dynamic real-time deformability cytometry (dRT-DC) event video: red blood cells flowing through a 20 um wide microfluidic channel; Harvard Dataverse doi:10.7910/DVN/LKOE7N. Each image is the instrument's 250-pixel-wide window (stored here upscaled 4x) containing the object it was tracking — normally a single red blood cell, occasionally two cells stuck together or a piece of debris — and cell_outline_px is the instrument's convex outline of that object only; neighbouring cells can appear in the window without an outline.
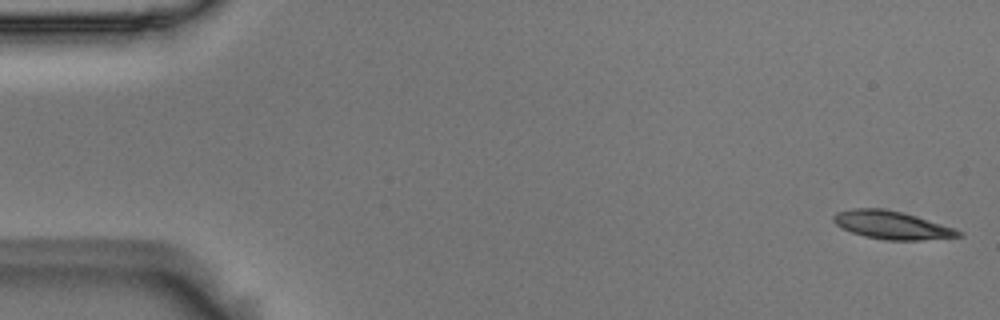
{"species": "Egyptian fruit bat (a non-hibernating species)", "species_latin": "Rousettus aegyptiacus", "temperature_condition": "room temperature", "stored_images_in_passage": 5, "camera_frame_rate_fps": 3000, "um_per_image_px": 0.085, "animal": {"sex": "male"}, "frame": {"image": 1, "passage_image": 1, "time_ms": 0.0, "image_size_px": [1000, 320], "cell_outline_px": [[964, 236], [920, 240], [888, 240], [864, 236], [852, 232], [836, 224], [832, 220], [832, 216], [836, 212], [852, 208], [880, 208], [900, 212], [916, 216], [964, 232]], "centroid_in_image_um": [75.78, 19.13], "position_along_channel_um": 9.2, "area_um2": 20.17}}
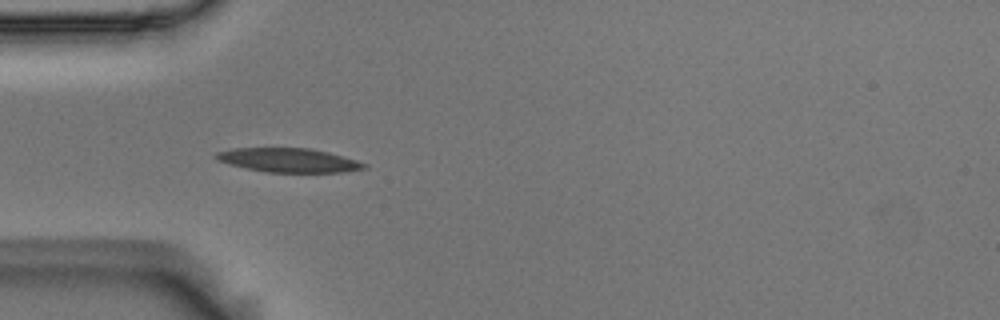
{"frame": {"image": 2, "passage_image": 4, "time_ms": 1.0, "image_size_px": [1000, 320], "cell_outline_px": [[368, 168], [344, 172], [268, 172], [248, 168], [216, 160], [212, 156], [216, 152], [232, 148], [312, 148], [344, 156], [368, 164]], "centroid_in_image_um": [24.56, 13.61], "position_along_channel_um": 60.4, "area_um2": 20.75}}
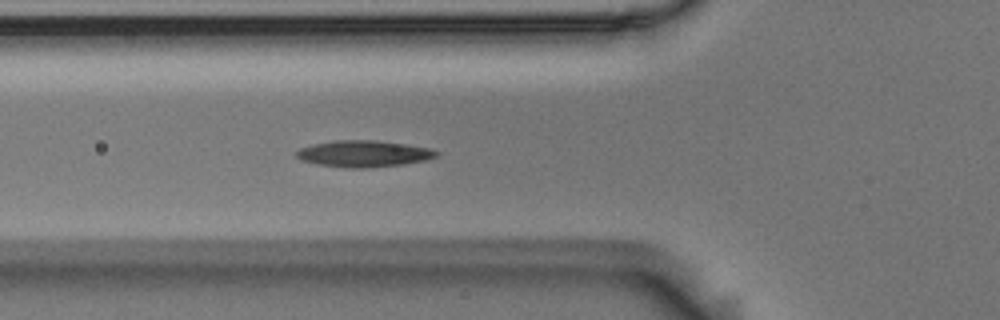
{"frame": {"image": 3, "passage_image": 5, "time_ms": 1.333, "image_size_px": [1000, 320], "cell_outline_px": [[440, 156], [424, 160], [404, 164], [368, 168], [348, 168], [316, 164], [300, 160], [296, 156], [296, 152], [300, 148], [332, 140], [376, 140], [432, 148], [440, 152]], "centroid_in_image_um": [30.94, 13.07], "position_along_channel_um": 94.9, "area_um2": 21.73}}